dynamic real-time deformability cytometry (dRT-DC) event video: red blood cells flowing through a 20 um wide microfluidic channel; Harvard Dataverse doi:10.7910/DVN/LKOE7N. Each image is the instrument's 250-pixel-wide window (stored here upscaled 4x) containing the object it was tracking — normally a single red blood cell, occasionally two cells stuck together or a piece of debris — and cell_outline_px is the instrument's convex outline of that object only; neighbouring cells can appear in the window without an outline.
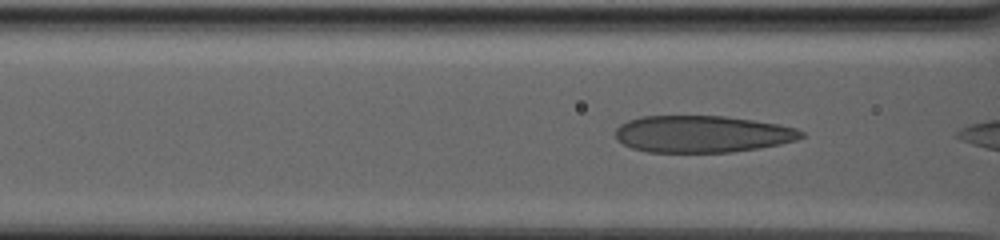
{"species": "human", "species_latin": "Homo sapiens", "temperature_condition": "warm", "stored_images_in_passage": 9, "camera_frame_rate_fps": 3000, "um_per_image_px": 0.085, "donor": {"sex": "male"}, "frame": {"image": 1, "passage_image": 7, "time_ms": 2.0, "image_size_px": [1000, 240], "cell_outline_px": [[804, 136], [796, 140], [780, 144], [732, 152], [648, 152], [632, 148], [616, 140], [616, 128], [620, 124], [628, 120], [640, 116], [724, 116], [752, 120], [776, 124], [796, 128], [804, 132]], "centroid_in_image_um": [59.66, 11.39], "position_along_channel_um": 106.9, "area_um2": 39.88}}